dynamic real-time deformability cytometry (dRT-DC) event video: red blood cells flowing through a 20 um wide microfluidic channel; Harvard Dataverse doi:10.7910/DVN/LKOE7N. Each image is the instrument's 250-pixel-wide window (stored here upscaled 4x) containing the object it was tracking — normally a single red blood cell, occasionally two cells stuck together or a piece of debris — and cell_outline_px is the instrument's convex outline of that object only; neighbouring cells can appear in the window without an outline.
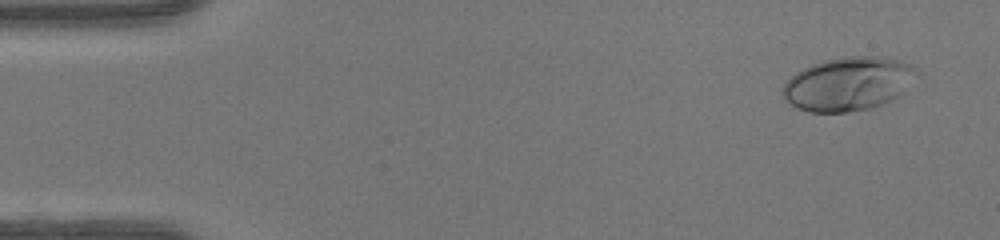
{"species": "human", "species_latin": "Homo sapiens", "temperature_condition": "warm", "stored_images_in_passage": 48, "camera_frame_rate_fps": 3000, "um_per_image_px": 0.085, "donor": {"sex": "female"}, "frame": {"image": 1, "passage_image": 3, "time_ms": 0.667, "image_size_px": [1000, 240], "cell_outline_px": [[916, 72], [904, 92], [900, 96], [880, 104], [868, 108], [848, 112], [808, 112], [796, 108], [788, 104], [784, 100], [780, 92], [784, 84], [796, 72], [812, 64], [824, 60], [848, 56], [884, 56], [900, 60], [912, 64], [916, 68]], "centroid_in_image_um": [72.06, 7.12], "position_along_channel_um": 12.9, "area_um2": 41.96}}
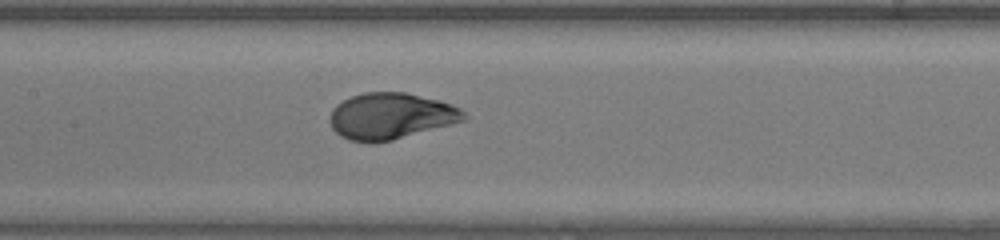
{"frame": {"image": 2, "passage_image": 23, "time_ms": 7.333, "image_size_px": [1000, 240], "cell_outline_px": [[468, 120], [392, 140], [372, 144], [368, 144], [348, 140], [340, 136], [332, 128], [328, 120], [332, 108], [336, 104], [352, 96], [364, 92], [404, 92], [440, 100], [460, 108], [468, 116]], "centroid_in_image_um": [33.2, 9.88], "position_along_channel_um": 174.2, "area_um2": 36.65}}
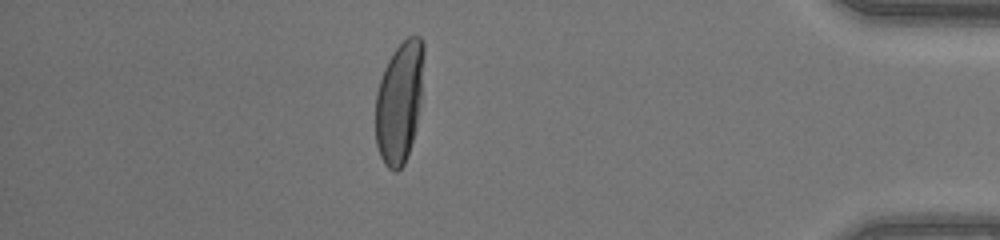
{"frame": {"image": 3, "passage_image": 42, "time_ms": 13.667, "image_size_px": [1000, 240], "cell_outline_px": [[424, 52], [420, 104], [416, 128], [404, 164], [396, 172], [392, 172], [384, 164], [380, 156], [376, 144], [376, 92], [384, 68], [392, 52], [408, 36], [420, 36], [424, 44]], "centroid_in_image_um": [33.94, 8.67], "position_along_channel_um": 401.3, "area_um2": 34.16}, "authors_computed_cell_mechanics": {"area_um2": 36.125, "velocity_mm_per_s": 4.2789, "shape_relaxation_time_tau1_ms": 3.9604, "shape_relaxation_time_tau2_ms": null, "deformation_change_tau1": 0.2505, "deformation_change_tau2": null}}